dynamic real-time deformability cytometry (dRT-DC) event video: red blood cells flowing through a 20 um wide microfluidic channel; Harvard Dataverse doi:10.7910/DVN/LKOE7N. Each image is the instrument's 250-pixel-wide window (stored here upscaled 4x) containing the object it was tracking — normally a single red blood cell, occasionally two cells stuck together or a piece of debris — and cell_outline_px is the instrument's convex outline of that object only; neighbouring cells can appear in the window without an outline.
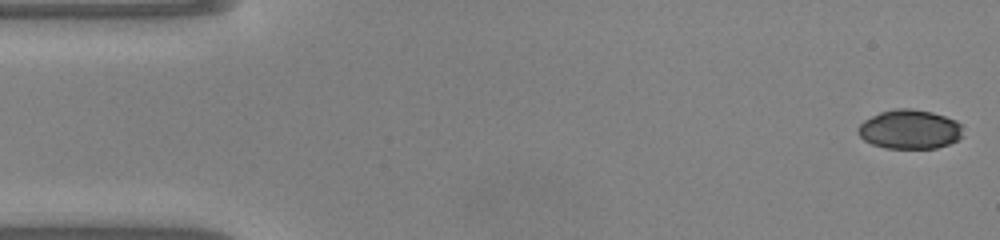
{"species": "common noctule bat (a hibernating species)", "species_latin": "Nyctalus noctula", "temperature_condition": "warm", "stored_images_in_passage": 48, "camera_frame_rate_fps": 3000, "um_per_image_px": 0.085, "animal": {"sex": "male", "body_mass_g": 20.0, "forearm_length_mm": 53.3}, "frame": {"image": 1, "passage_image": 1, "time_ms": 0.0, "image_size_px": [1000, 240], "cell_outline_px": [[964, 136], [948, 144], [936, 148], [884, 148], [872, 144], [864, 140], [856, 132], [856, 128], [864, 120], [880, 112], [896, 108], [908, 108], [932, 112], [956, 120], [960, 124]], "centroid_in_image_um": [77.3, 10.99], "position_along_channel_um": 7.7, "area_um2": 24.04}}
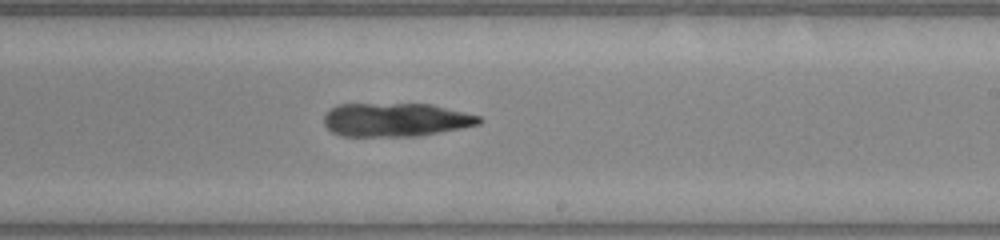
{"frame": {"image": 2, "passage_image": 28, "time_ms": 9.0, "image_size_px": [1000, 240], "cell_outline_px": [[484, 120], [480, 124], [420, 136], [340, 136], [332, 132], [324, 124], [324, 116], [336, 104], [432, 104], [480, 116]], "centroid_in_image_um": [33.64, 10.18], "position_along_channel_um": 255.4, "area_um2": 30.4}}
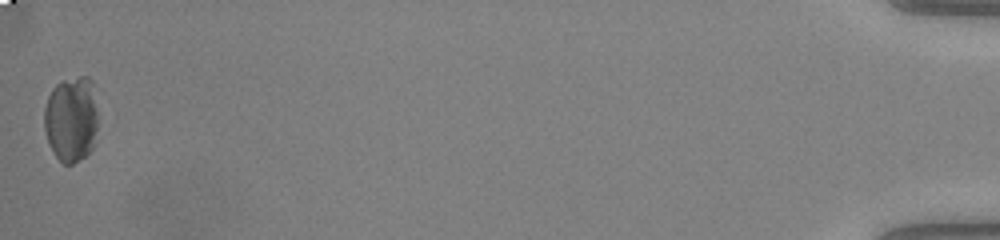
{"frame": {"image": 3, "passage_image": 48, "time_ms": 15.667, "image_size_px": [1000, 240], "cell_outline_px": [[96, 128], [92, 148], [84, 156], [72, 164], [64, 164], [56, 156], [48, 144], [44, 128], [44, 108], [48, 96], [52, 88], [56, 84], [64, 80], [80, 76], [88, 76], [92, 80], [96, 108]], "centroid_in_image_um": [6.03, 10.1], "position_along_channel_um": 429.2, "area_um2": 26.76}, "authors_computed_cell_mechanics": {"area_um2": 29.8248, "velocity_mm_per_s": 4.1425, "shape_relaxation_time_tau1_ms": 4.4165, "shape_relaxation_time_tau2_ms": null, "deformation_change_tau1": 0.151, "deformation_change_tau2": null}}